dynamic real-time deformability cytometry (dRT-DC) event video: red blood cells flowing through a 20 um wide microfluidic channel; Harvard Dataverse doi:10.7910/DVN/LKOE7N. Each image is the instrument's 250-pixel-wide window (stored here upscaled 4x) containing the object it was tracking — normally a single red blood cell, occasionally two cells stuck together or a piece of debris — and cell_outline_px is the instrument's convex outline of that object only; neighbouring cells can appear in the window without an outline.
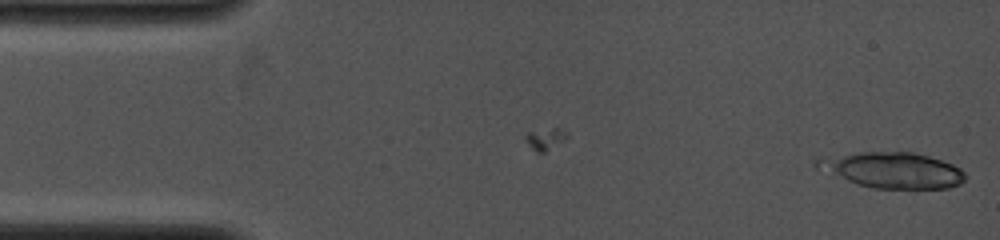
{"species": "common noctule bat (a hibernating species)", "species_latin": "Nyctalus noctula", "temperature_condition": "cold", "stored_images_in_passage": 10, "camera_frame_rate_fps": 4000, "um_per_image_px": 0.085, "animal": {"sex": "female", "body_mass_g": 19.0, "forearm_length_mm": 53.3}, "frame": {"image": 1, "passage_image": 10, "time_ms": 1.75, "image_size_px": [1000, 240], "cell_outline_px": [[964, 180], [960, 184], [948, 188], [872, 188], [856, 184], [816, 168], [812, 164], [812, 160], [820, 156], [860, 152], [912, 152], [928, 156], [952, 164], [960, 168], [964, 172]], "centroid_in_image_um": [75.77, 14.45], "position_along_channel_um": 9.2, "area_um2": 30.98}}